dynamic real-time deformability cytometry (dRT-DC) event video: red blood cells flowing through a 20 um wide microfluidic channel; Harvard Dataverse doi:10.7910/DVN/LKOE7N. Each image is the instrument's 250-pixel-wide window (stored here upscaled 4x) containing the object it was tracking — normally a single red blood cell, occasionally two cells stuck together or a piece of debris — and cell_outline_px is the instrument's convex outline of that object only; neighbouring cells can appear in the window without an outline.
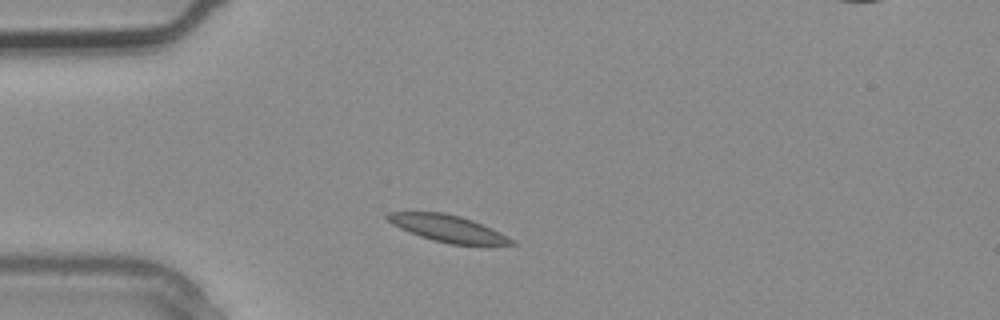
{"species": "common noctule bat (a hibernating species)", "species_latin": "Nyctalus noctula", "temperature_condition": "warm", "stored_images_in_passage": 1, "camera_frame_rate_fps": 3000, "um_per_image_px": 0.085, "animal": {"sex": "male", "body_mass_g": 20.4}, "frame": {"image": 1, "passage_image": 1, "time_ms": 0.0, "image_size_px": [1000, 320], "cell_outline_px": [[516, 244], [448, 244], [432, 240], [420, 236], [400, 228], [392, 224], [384, 216], [388, 212], [444, 212], [460, 216], [472, 220], [492, 228], [508, 236]], "centroid_in_image_um": [38.02, 19.4], "position_along_channel_um": 47.0, "area_um2": 19.13}}